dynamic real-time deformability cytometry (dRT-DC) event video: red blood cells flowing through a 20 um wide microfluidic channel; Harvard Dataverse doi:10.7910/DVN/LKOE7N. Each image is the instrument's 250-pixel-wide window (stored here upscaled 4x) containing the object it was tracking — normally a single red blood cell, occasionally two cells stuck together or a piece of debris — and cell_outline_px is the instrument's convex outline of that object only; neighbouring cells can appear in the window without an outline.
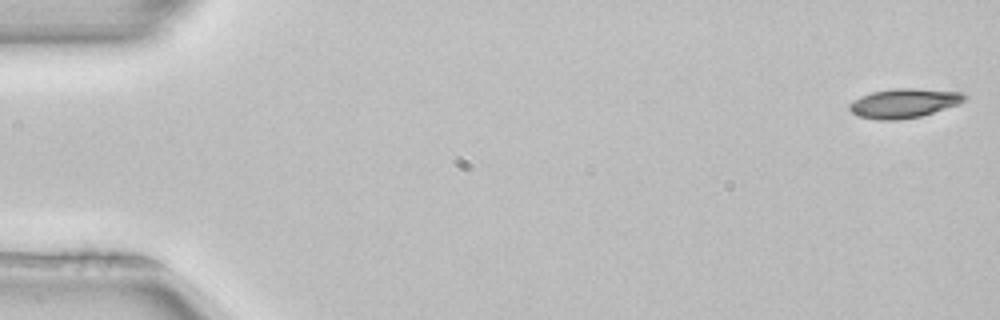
{"species": "common noctule bat (a hibernating species)", "species_latin": "Nyctalus noctula", "temperature_condition": "room temperature", "stored_images_in_passage": 52, "camera_frame_rate_fps": 3000, "um_per_image_px": 0.085, "animal": {"sex": "female", "body_mass_g": 22.7, "forearm_length_mm": 54.2}, "frame": {"image": 1, "passage_image": 1, "time_ms": 0.0, "image_size_px": [1000, 320], "cell_outline_px": [[968, 96], [960, 104], [920, 116], [896, 120], [880, 120], [860, 116], [852, 112], [848, 108], [848, 104], [852, 100], [860, 96], [872, 92], [892, 88], [916, 88], [960, 92]], "centroid_in_image_um": [76.82, 8.76], "position_along_channel_um": 8.2, "area_um2": 19.65}}
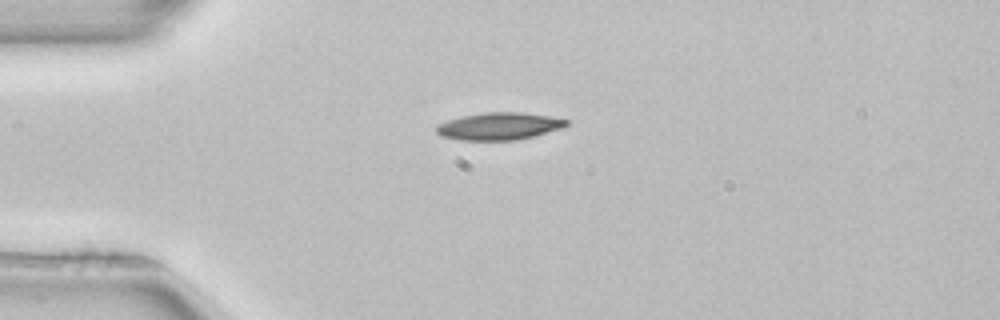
{"frame": {"image": 2, "passage_image": 13, "time_ms": 4.0, "image_size_px": [1000, 320], "cell_outline_px": [[568, 124], [564, 128], [516, 140], [460, 140], [440, 136], [436, 132], [436, 124], [460, 116], [484, 112], [520, 112], [548, 116], [568, 120]], "centroid_in_image_um": [42.39, 10.72], "position_along_channel_um": 42.6, "area_um2": 20.75}}
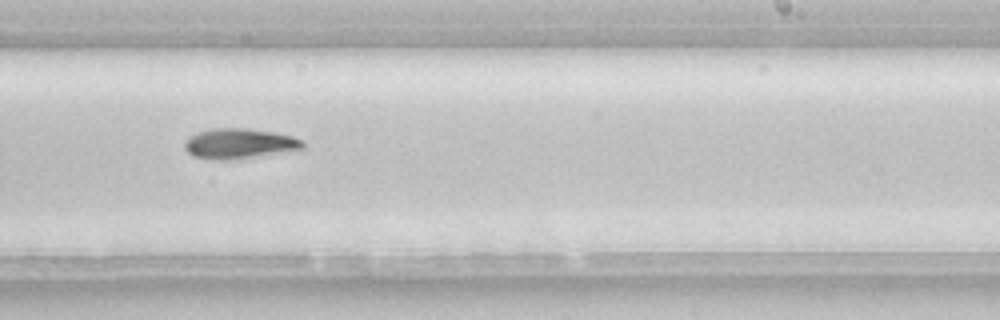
{"frame": {"image": 3, "passage_image": 32, "time_ms": 10.333, "image_size_px": [1000, 320], "cell_outline_px": [[304, 148], [300, 152], [248, 156], [192, 156], [184, 148], [184, 144], [192, 136], [200, 132], [216, 128], [248, 128], [276, 132], [292, 136], [304, 140]], "centroid_in_image_um": [20.54, 12.15], "position_along_channel_um": 268.5, "area_um2": 19.88}, "authors_computed_cell_mechanics": {"area_um2": 19.7676, "velocity_mm_per_s": 3.9652, "shape_relaxation_time_tau1_ms": 3.3449, "shape_relaxation_time_tau2_ms": null, "deformation_change_tau1": 0.1271, "deformation_change_tau2": null}}